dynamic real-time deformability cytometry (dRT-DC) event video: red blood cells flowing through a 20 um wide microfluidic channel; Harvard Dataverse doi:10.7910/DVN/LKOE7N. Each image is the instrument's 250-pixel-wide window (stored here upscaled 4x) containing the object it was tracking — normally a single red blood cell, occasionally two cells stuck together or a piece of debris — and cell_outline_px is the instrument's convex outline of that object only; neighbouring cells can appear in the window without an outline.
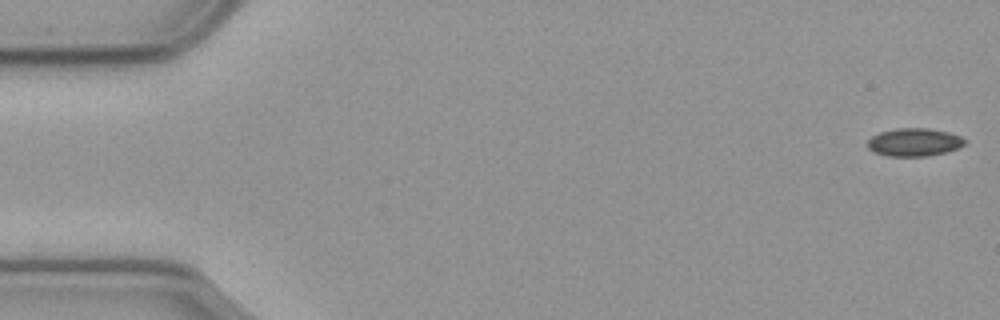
{"species": "common noctule bat (a hibernating species)", "species_latin": "Nyctalus noctula", "temperature_condition": "cold", "stored_images_in_passage": 57, "camera_frame_rate_fps": 3000, "um_per_image_px": 0.085, "animal": {"sex": "male", "body_mass_g": 23.1, "forearm_length_mm": 52.7}, "frame": {"image": 1, "passage_image": 1, "time_ms": 0.0, "image_size_px": [1000, 320], "cell_outline_px": [[968, 140], [964, 144], [956, 148], [944, 152], [928, 156], [888, 156], [872, 152], [868, 148], [868, 140], [872, 136], [880, 132], [896, 128], [928, 128], [948, 132], [960, 136]], "centroid_in_image_um": [77.69, 12.08], "position_along_channel_um": 7.3, "area_um2": 15.84}}
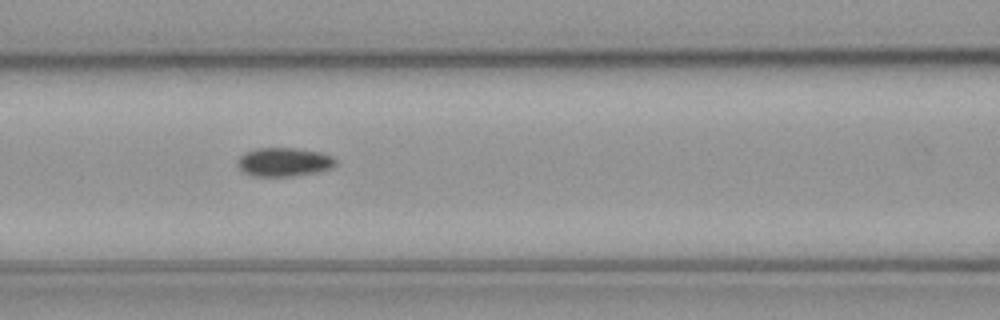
{"frame": {"image": 2, "passage_image": 24, "time_ms": 7.667, "image_size_px": [1000, 320], "cell_outline_px": [[336, 164], [332, 168], [316, 172], [292, 176], [252, 176], [244, 172], [236, 164], [240, 156], [244, 152], [256, 148], [296, 148], [320, 152], [332, 156], [336, 160]], "centroid_in_image_um": [24.13, 13.76], "position_along_channel_um": 142.5, "area_um2": 16.47}}
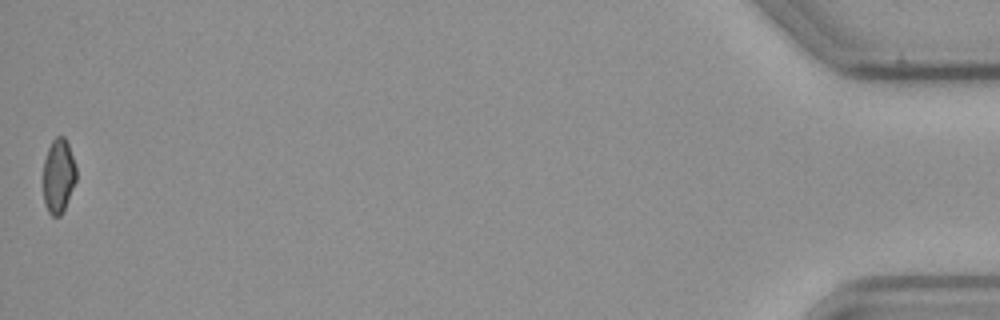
{"frame": {"image": 3, "passage_image": 57, "time_ms": 18.667, "image_size_px": [1000, 320], "cell_outline_px": [[76, 180], [64, 208], [60, 216], [52, 216], [48, 212], [44, 204], [44, 160], [48, 148], [52, 140], [56, 136], [64, 136], [68, 144], [76, 168]], "centroid_in_image_um": [4.96, 14.94], "position_along_channel_um": 430.2, "area_um2": 14.1}}